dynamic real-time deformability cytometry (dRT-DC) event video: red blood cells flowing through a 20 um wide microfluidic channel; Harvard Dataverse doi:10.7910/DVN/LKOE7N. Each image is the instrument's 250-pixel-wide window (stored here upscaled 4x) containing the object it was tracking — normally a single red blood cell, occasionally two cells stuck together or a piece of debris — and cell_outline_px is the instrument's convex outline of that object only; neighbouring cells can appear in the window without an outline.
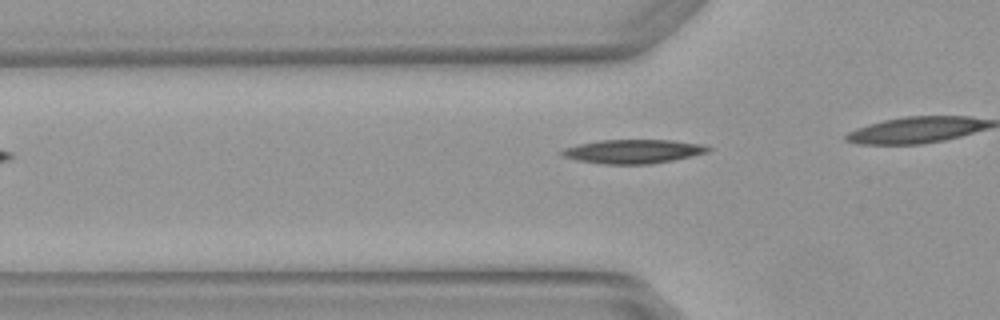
{"species": "Egyptian fruit bat (a non-hibernating species)", "species_latin": "Rousettus aegyptiacus", "temperature_condition": "warm", "stored_images_in_passage": 4, "camera_frame_rate_fps": 3000, "um_per_image_px": 0.085, "animal": {"sex": "female"}, "frame": {"image": 1, "passage_image": 4, "time_ms": 1.0, "image_size_px": [1000, 320], "cell_outline_px": [[712, 148], [708, 152], [692, 156], [652, 164], [604, 164], [576, 160], [564, 156], [560, 152], [564, 148], [580, 144], [600, 140], [672, 140], [704, 144]], "centroid_in_image_um": [53.86, 12.87], "position_along_channel_um": 71.9, "area_um2": 20.35}}